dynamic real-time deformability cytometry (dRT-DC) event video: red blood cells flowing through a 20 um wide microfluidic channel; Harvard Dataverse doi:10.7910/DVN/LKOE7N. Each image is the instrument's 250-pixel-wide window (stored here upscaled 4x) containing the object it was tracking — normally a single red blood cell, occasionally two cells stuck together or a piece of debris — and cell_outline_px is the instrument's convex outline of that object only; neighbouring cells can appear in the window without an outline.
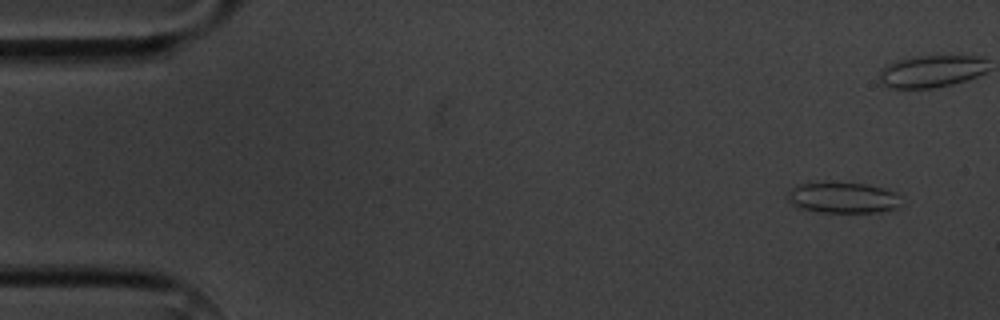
{"species": "common noctule bat (a hibernating species)", "species_latin": "Nyctalus noctula", "temperature_condition": "cold", "stored_images_in_passage": 6, "camera_frame_rate_fps": 3000, "um_per_image_px": 0.085, "animal": {"sex": "male", "body_mass_g": 20.1, "forearm_length_mm": 53.5}, "frame": {"image": 1, "passage_image": 1, "time_ms": 0.0, "image_size_px": [1000, 320], "cell_outline_px": [[896, 208], [880, 212], [820, 212], [796, 208], [788, 200], [788, 192], [796, 184], [864, 184], [896, 192]], "centroid_in_image_um": [71.56, 16.84], "position_along_channel_um": 13.4, "area_um2": 19.65}}